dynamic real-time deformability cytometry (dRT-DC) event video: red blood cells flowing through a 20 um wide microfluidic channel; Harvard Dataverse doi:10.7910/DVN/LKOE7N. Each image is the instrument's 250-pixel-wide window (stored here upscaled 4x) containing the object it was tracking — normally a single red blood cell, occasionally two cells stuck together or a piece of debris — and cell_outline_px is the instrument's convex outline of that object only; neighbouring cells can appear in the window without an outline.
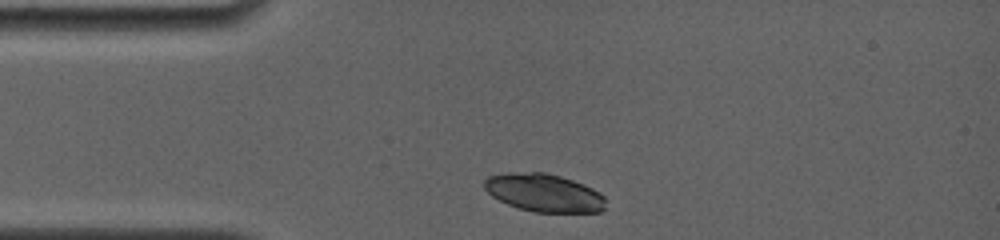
{"species": "common noctule bat (a hibernating species)", "species_latin": "Nyctalus noctula", "temperature_condition": "room temperature", "stored_images_in_passage": 3, "camera_frame_rate_fps": 4000, "um_per_image_px": 0.085, "animal": {"sex": "female", "body_mass_g": 19.0, "forearm_length_mm": 56.7}, "frame": {"image": 1, "passage_image": 1, "time_ms": 0.0, "image_size_px": [1000, 240], "cell_outline_px": [[604, 208], [600, 212], [536, 212], [520, 208], [508, 204], [492, 196], [484, 188], [484, 180], [488, 176], [508, 172], [544, 172], [560, 176], [584, 184], [600, 192], [604, 196]], "centroid_in_image_um": [46.23, 16.37], "position_along_channel_um": 38.8, "area_um2": 26.76}}